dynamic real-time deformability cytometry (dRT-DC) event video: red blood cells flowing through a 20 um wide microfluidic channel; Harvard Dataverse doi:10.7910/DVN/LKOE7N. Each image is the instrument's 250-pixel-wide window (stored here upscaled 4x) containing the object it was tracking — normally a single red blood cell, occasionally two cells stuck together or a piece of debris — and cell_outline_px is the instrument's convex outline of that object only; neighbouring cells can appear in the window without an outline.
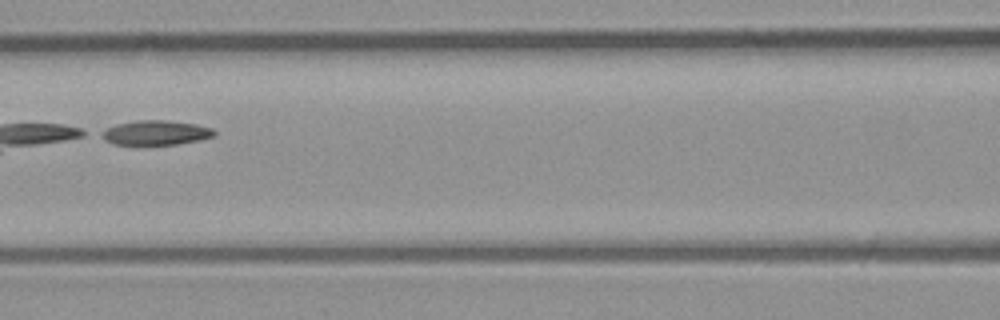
{"species": "common noctule bat (a hibernating species)", "species_latin": "Nyctalus noctula", "temperature_condition": "room temperature", "stored_images_in_passage": 4, "camera_frame_rate_fps": 3000, "um_per_image_px": 0.085, "animal": {"sex": "male", "body_mass_g": 23.1, "forearm_length_mm": 52.7}, "frame": {"image": 1, "passage_image": 3, "time_ms": 0.667, "image_size_px": [1000, 320], "cell_outline_px": [[216, 136], [200, 140], [176, 144], [112, 144], [96, 136], [100, 132], [116, 124], [136, 120], [164, 120], [196, 124], [212, 128], [216, 132]], "centroid_in_image_um": [13.21, 11.28], "position_along_channel_um": 153.4, "area_um2": 16.24}}
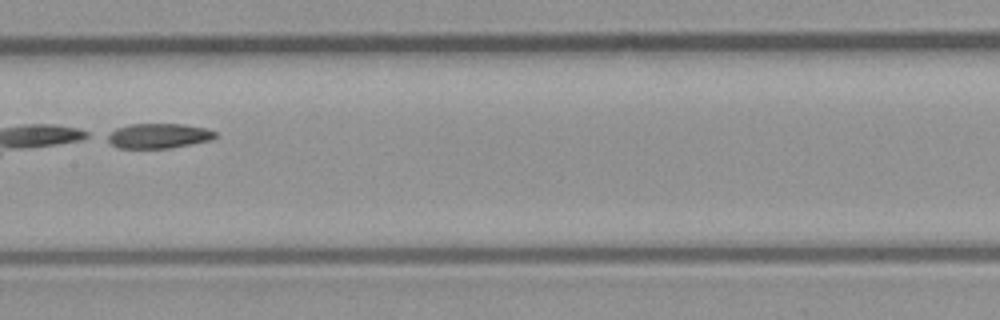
{"frame": {"image": 2, "passage_image": 4, "time_ms": 1.0, "image_size_px": [1000, 320], "cell_outline_px": [[216, 136], [212, 140], [172, 148], [120, 148], [112, 144], [104, 136], [116, 128], [132, 124], [184, 124], [208, 128], [216, 132]], "centroid_in_image_um": [13.5, 11.54], "position_along_channel_um": 193.9, "area_um2": 15.78}}